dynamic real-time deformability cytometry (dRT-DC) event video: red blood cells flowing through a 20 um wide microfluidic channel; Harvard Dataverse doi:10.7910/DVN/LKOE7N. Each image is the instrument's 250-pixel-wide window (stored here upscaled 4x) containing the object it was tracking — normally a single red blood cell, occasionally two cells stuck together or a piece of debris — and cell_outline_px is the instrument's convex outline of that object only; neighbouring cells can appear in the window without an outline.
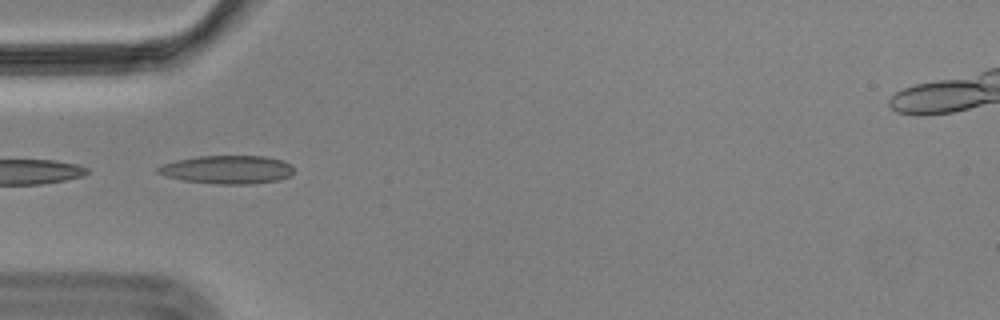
{"species": "Egyptian fruit bat (a non-hibernating species)", "species_latin": "Rousettus aegyptiacus", "temperature_condition": "cold", "stored_images_in_passage": 13, "camera_frame_rate_fps": 3000, "um_per_image_px": 0.085, "animal": {"sex": "male"}, "frame": {"image": 1, "passage_image": 8, "time_ms": 2.333, "image_size_px": [1000, 320], "cell_outline_px": [[292, 172], [288, 176], [276, 180], [252, 184], [216, 184], [184, 180], [168, 176], [156, 172], [156, 168], [160, 164], [176, 160], [196, 156], [264, 156], [284, 160], [292, 164]], "centroid_in_image_um": [19.3, 14.4], "position_along_channel_um": 65.7, "area_um2": 22.43}}